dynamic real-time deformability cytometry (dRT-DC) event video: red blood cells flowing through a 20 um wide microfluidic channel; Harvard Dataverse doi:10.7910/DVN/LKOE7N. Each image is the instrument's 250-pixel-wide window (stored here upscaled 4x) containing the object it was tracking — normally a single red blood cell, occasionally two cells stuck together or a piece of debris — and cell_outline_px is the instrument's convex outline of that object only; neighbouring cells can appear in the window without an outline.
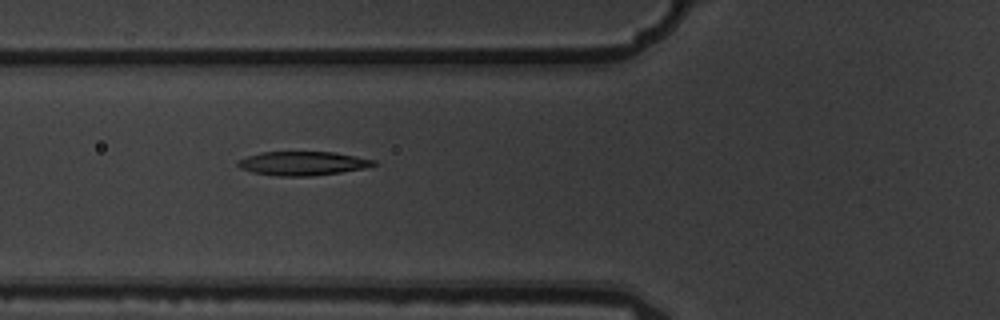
{"species": "common noctule bat (a hibernating species)", "species_latin": "Nyctalus noctula", "temperature_condition": "warm", "stored_images_in_passage": 8, "camera_frame_rate_fps": 3000, "um_per_image_px": 0.085, "animal": {"sex": "male", "body_mass_g": 19.5, "forearm_length_mm": 54.6}, "frame": {"image": 1, "passage_image": 8, "time_ms": 2.333, "image_size_px": [1000, 320], "cell_outline_px": [[380, 164], [364, 168], [340, 172], [312, 176], [276, 176], [252, 172], [240, 168], [236, 164], [236, 160], [260, 152], [332, 152], [356, 156], [376, 160]], "centroid_in_image_um": [25.72, 13.89], "position_along_channel_um": 100.1, "area_um2": 19.02}}